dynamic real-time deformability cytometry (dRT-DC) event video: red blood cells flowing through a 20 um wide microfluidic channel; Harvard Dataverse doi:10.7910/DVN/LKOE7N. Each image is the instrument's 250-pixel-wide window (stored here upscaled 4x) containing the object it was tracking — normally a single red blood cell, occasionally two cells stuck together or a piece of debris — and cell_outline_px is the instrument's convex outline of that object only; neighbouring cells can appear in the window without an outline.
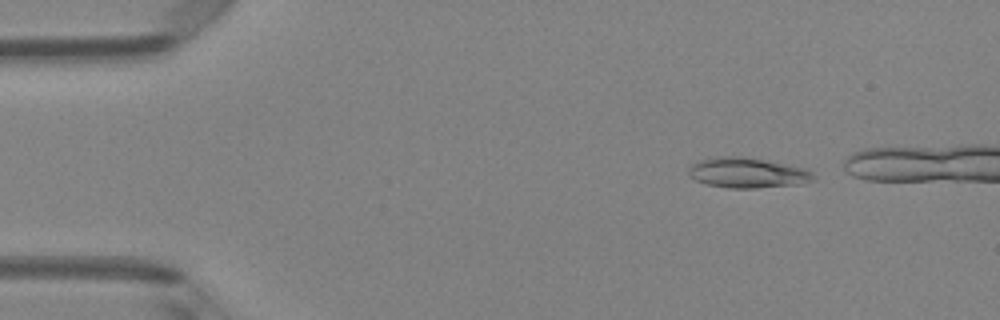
{"species": "Egyptian fruit bat (a non-hibernating species)", "species_latin": "Rousettus aegyptiacus", "temperature_condition": "room temperature", "stored_images_in_passage": 38, "camera_frame_rate_fps": 3000, "um_per_image_px": 0.085, "animal": {"sex": "female"}, "frame": {"image": 1, "passage_image": 2, "time_ms": 0.333, "image_size_px": [1000, 320], "cell_outline_px": [[816, 180], [804, 184], [756, 188], [728, 188], [708, 184], [696, 180], [688, 172], [688, 168], [692, 164], [700, 160], [720, 156], [740, 156], [764, 160], [808, 168], [816, 176]], "centroid_in_image_um": [63.62, 14.69], "position_along_channel_um": 21.4, "area_um2": 22.14}}
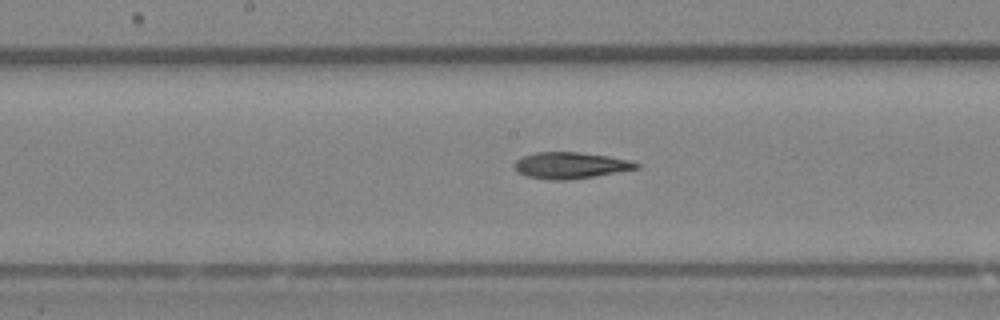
{"frame": {"image": 2, "passage_image": 21, "time_ms": 6.667, "image_size_px": [1000, 320], "cell_outline_px": [[640, 168], [568, 180], [548, 180], [528, 176], [520, 172], [512, 164], [516, 160], [524, 156], [536, 152], [576, 152], [608, 156], [632, 160], [640, 164]], "centroid_in_image_um": [48.51, 14.05], "position_along_channel_um": 199.7, "area_um2": 18.55}}
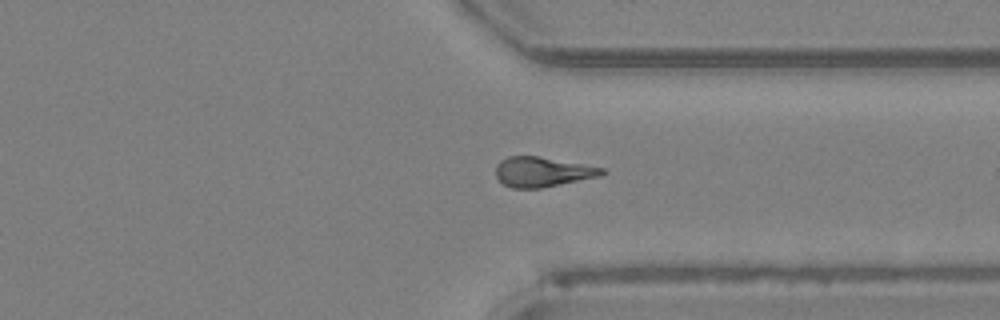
{"frame": {"image": 3, "passage_image": 33, "time_ms": 10.667, "image_size_px": [1000, 320], "cell_outline_px": [[608, 172], [600, 176], [540, 188], [512, 188], [504, 184], [496, 176], [496, 164], [500, 160], [508, 156], [536, 156], [604, 168]], "centroid_in_image_um": [46.09, 14.61], "position_along_channel_um": 365.3, "area_um2": 18.26}}